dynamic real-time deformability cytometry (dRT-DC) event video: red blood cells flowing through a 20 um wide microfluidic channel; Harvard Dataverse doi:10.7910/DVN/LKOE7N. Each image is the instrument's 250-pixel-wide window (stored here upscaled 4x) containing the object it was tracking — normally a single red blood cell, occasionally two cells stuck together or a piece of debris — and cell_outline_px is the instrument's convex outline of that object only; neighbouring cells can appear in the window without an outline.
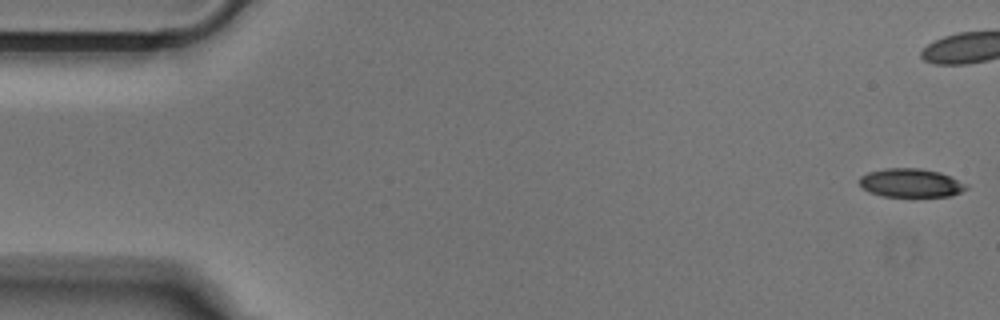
{"species": "Egyptian fruit bat (a non-hibernating species)", "species_latin": "Rousettus aegyptiacus", "temperature_condition": "cold", "stored_images_in_passage": 41, "camera_frame_rate_fps": 3000, "um_per_image_px": 0.085, "animal": {"sex": "male"}, "frame": {"image": 1, "passage_image": 1, "time_ms": 0.0, "image_size_px": [1000, 320], "cell_outline_px": [[968, 188], [960, 192], [948, 196], [884, 196], [868, 192], [860, 184], [860, 176], [868, 172], [884, 168], [920, 168], [940, 172], [968, 184]], "centroid_in_image_um": [77.42, 15.54], "position_along_channel_um": 7.6, "area_um2": 17.74}}
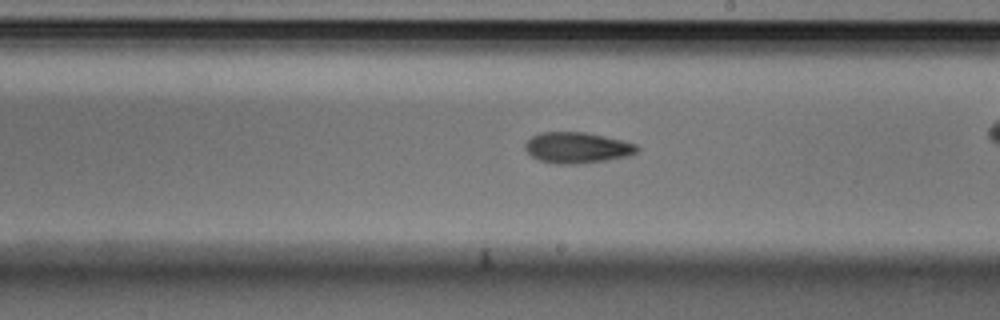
{"frame": {"image": 2, "passage_image": 29, "time_ms": 9.333, "image_size_px": [1000, 320], "cell_outline_px": [[640, 148], [632, 156], [576, 164], [556, 164], [540, 160], [532, 156], [524, 148], [524, 144], [532, 136], [540, 132], [584, 132], [624, 140], [636, 144]], "centroid_in_image_um": [49.08, 12.55], "position_along_channel_um": 239.9, "area_um2": 20.23}}
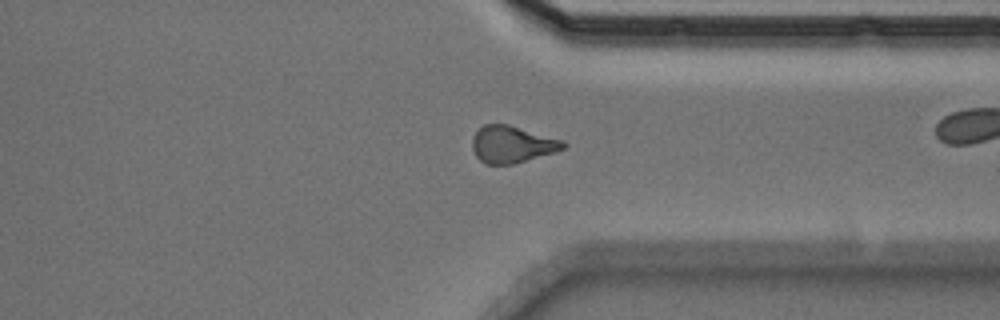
{"frame": {"image": 3, "passage_image": 39, "time_ms": 12.667, "image_size_px": [1000, 320], "cell_outline_px": [[568, 144], [564, 148], [552, 152], [512, 164], [484, 164], [476, 156], [472, 148], [472, 140], [476, 132], [484, 124], [508, 124], [564, 140]], "centroid_in_image_um": [43.51, 12.26], "position_along_channel_um": 367.9, "area_um2": 19.36}}